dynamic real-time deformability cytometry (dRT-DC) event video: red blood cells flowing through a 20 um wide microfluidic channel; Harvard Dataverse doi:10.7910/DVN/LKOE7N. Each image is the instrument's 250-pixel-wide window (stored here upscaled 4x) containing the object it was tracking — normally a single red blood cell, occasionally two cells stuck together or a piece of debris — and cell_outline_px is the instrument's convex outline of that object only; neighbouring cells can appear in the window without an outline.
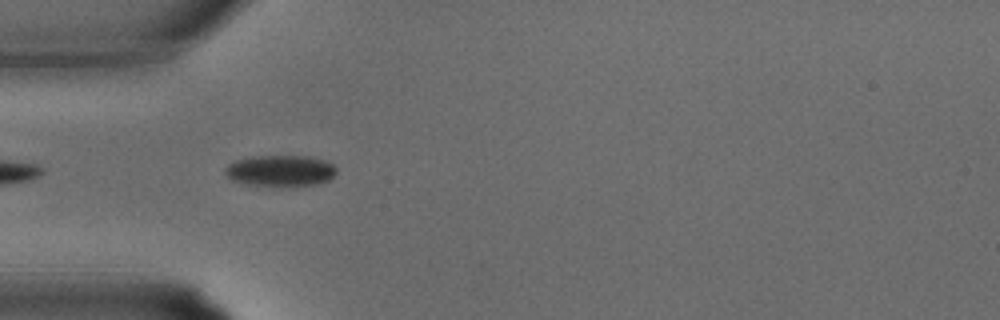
{"species": "common noctule bat (a hibernating species)", "species_latin": "Nyctalus noctula", "temperature_condition": "warm", "stored_images_in_passage": 3, "camera_frame_rate_fps": 3000, "um_per_image_px": 0.085, "animal": {"sex": "male", "body_mass_g": 15.6}, "frame": {"image": 1, "passage_image": 1, "time_ms": 0.0, "image_size_px": [1000, 320], "cell_outline_px": [[336, 172], [328, 180], [316, 184], [292, 188], [248, 184], [232, 180], [224, 172], [224, 168], [228, 164], [236, 160], [252, 156], [304, 156], [324, 160], [332, 164], [336, 168]], "centroid_in_image_um": [23.82, 14.53], "position_along_channel_um": 61.2, "area_um2": 20.52}}